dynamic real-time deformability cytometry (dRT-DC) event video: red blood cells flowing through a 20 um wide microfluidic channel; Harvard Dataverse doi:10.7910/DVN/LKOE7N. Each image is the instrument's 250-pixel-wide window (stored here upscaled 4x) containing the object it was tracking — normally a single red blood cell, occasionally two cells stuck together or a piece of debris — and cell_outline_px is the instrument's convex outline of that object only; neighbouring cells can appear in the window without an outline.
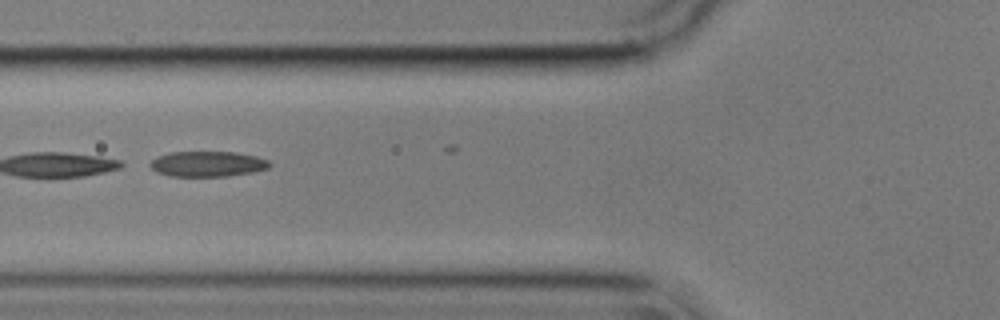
{"species": "common noctule bat (a hibernating species)", "species_latin": "Nyctalus noctula", "temperature_condition": "cold", "stored_images_in_passage": 21, "camera_frame_rate_fps": 3000, "um_per_image_px": 0.085, "animal": {"sex": "male", "body_mass_g": 17.9}, "frame": {"image": 1, "passage_image": 2, "time_ms": 0.333, "image_size_px": [1000, 320], "cell_outline_px": [[272, 164], [268, 168], [252, 172], [228, 176], [172, 176], [156, 172], [148, 164], [156, 156], [172, 152], [236, 152], [256, 156], [268, 160]], "centroid_in_image_um": [17.64, 13.93], "position_along_channel_um": 108.2, "area_um2": 17.69}}